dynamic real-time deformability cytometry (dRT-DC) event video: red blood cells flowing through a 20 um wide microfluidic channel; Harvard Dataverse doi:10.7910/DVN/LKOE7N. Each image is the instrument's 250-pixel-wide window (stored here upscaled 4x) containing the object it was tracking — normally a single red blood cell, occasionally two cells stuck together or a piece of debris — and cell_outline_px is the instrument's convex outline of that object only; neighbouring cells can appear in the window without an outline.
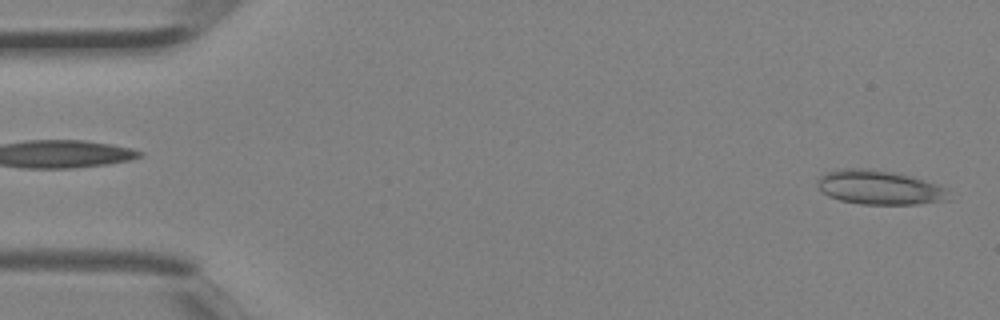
{"species": "Egyptian fruit bat (a non-hibernating species)", "species_latin": "Rousettus aegyptiacus", "temperature_condition": "room temperature", "stored_images_in_passage": 3, "segment_of_instrument_passage": [2, 2], "camera_frame_rate_fps": 3000, "um_per_image_px": 0.085, "animal": {"sex": "female"}, "frame": {"image": 1, "passage_image": 3, "time_ms": 0.667, "image_size_px": [1000, 320], "cell_outline_px": [[952, 200], [916, 204], [860, 204], [840, 200], [828, 196], [816, 184], [816, 180], [824, 172], [844, 168], [868, 168], [896, 172], [912, 176], [948, 188]], "centroid_in_image_um": [74.78, 15.93], "position_along_channel_um": 10.2, "area_um2": 26.59}}